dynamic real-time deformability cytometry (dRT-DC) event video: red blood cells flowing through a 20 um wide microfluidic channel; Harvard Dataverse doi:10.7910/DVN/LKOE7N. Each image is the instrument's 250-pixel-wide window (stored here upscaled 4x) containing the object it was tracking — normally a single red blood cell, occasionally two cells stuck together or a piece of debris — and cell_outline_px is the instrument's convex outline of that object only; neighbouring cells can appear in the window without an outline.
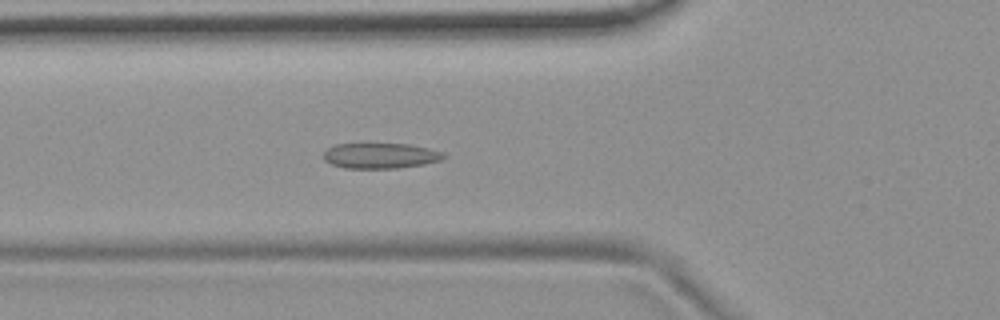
{"species": "common noctule bat (a hibernating species)", "species_latin": "Nyctalus noctula", "temperature_condition": "room temperature", "stored_images_in_passage": 54, "camera_frame_rate_fps": 3000, "um_per_image_px": 0.085, "animal": {"sex": "female", "body_mass_g": 19.9}, "frame": {"image": 1, "passage_image": 19, "time_ms": 6.0, "image_size_px": [1000, 320], "cell_outline_px": [[444, 156], [440, 160], [424, 164], [400, 168], [344, 168], [332, 164], [324, 160], [324, 152], [328, 148], [336, 144], [408, 144], [428, 148], [444, 152]], "centroid_in_image_um": [32.33, 13.24], "position_along_channel_um": 93.5, "area_um2": 17.69}}
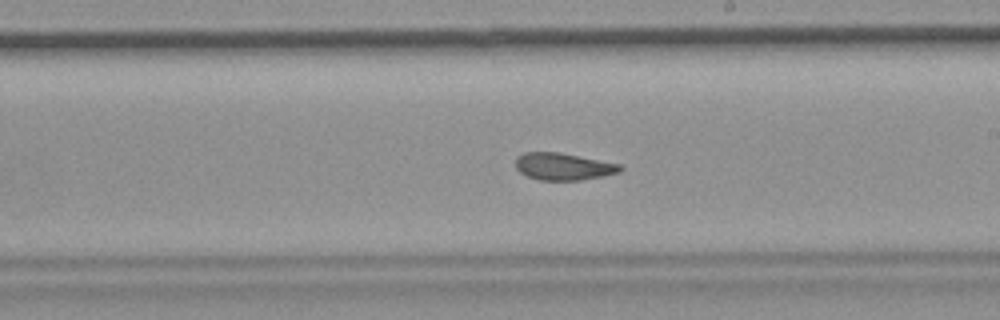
{"frame": {"image": 2, "passage_image": 31, "time_ms": 10.0, "image_size_px": [1000, 320], "cell_outline_px": [[624, 168], [620, 172], [604, 176], [580, 180], [540, 180], [528, 176], [520, 172], [516, 168], [516, 156], [524, 152], [560, 152], [620, 164]], "centroid_in_image_um": [47.89, 14.15], "position_along_channel_um": 241.1, "area_um2": 16.59}}
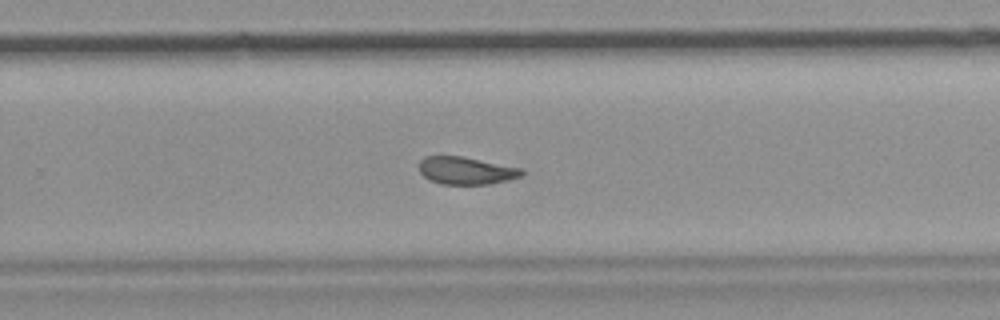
{"frame": {"image": 3, "passage_image": 35, "time_ms": 11.333, "image_size_px": [1000, 320], "cell_outline_px": [[524, 172], [520, 176], [508, 180], [488, 184], [440, 184], [428, 180], [420, 172], [420, 160], [424, 156], [464, 156], [524, 168]], "centroid_in_image_um": [39.63, 14.49], "position_along_channel_um": 290.2, "area_um2": 16.65}, "authors_computed_cell_mechanics": {"area_um2": 17.6579, "velocity_mm_per_s": 3.6929, "shape_relaxation_time_tau1_ms": null, "shape_relaxation_time_tau2_ms": 1.8269, "deformation_change_tau1": null, "deformation_change_tau2": 0.0683}}